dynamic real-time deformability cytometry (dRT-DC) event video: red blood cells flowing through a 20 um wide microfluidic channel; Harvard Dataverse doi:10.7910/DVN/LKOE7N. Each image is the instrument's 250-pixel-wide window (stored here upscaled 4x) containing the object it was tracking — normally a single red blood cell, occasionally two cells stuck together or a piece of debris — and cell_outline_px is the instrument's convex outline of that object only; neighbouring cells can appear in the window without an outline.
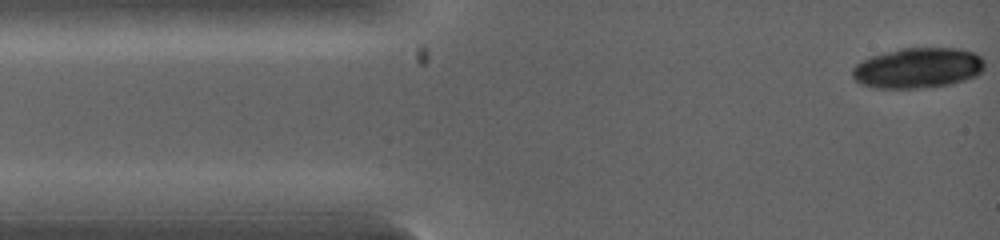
{"species": "common noctule bat (a hibernating species)", "species_latin": "Nyctalus noctula", "temperature_condition": "warm", "stored_images_in_passage": 3, "camera_frame_rate_fps": 5000, "um_per_image_px": 0.085, "animal": {"sex": "female", "body_mass_g": 19.0, "forearm_length_mm": 53.3}, "frame": {"image": 1, "passage_image": 1, "time_ms": 0.0, "image_size_px": [1000, 240], "cell_outline_px": [[984, 68], [976, 76], [964, 80], [948, 84], [916, 88], [872, 88], [860, 84], [852, 76], [852, 68], [856, 64], [872, 56], [900, 48], [960, 48], [976, 52], [984, 60]], "centroid_in_image_um": [78.02, 5.77], "position_along_channel_um": 7.0, "area_um2": 31.15}}